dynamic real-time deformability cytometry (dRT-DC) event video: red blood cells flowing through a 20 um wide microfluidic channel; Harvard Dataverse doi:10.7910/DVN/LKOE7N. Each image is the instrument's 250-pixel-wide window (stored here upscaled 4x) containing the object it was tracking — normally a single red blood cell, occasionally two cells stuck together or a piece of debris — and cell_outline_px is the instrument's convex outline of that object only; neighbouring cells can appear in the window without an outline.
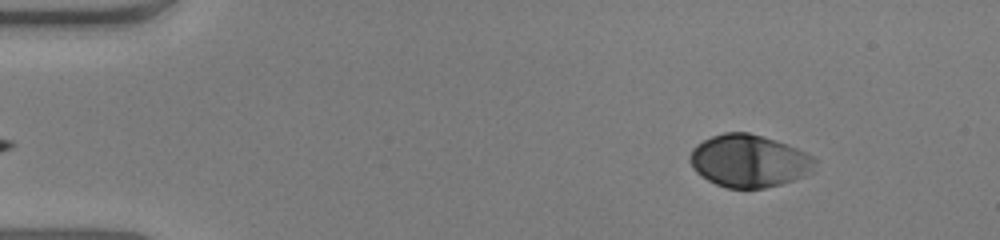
{"species": "human", "species_latin": "Homo sapiens", "temperature_condition": "warm", "stored_images_in_passage": 48, "camera_frame_rate_fps": 3000, "um_per_image_px": 0.085, "donor": {"sex": "male"}, "frame": {"image": 1, "passage_image": 1, "time_ms": 0.0, "image_size_px": [1000, 240], "cell_outline_px": [[816, 160], [812, 172], [804, 176], [780, 184], [764, 188], [728, 188], [716, 184], [708, 180], [696, 172], [692, 168], [688, 160], [688, 156], [692, 148], [696, 144], [712, 136], [724, 132], [748, 132], [764, 136], [788, 144], [812, 156]], "centroid_in_image_um": [63.63, 13.67], "position_along_channel_um": 21.4, "area_um2": 38.38}}
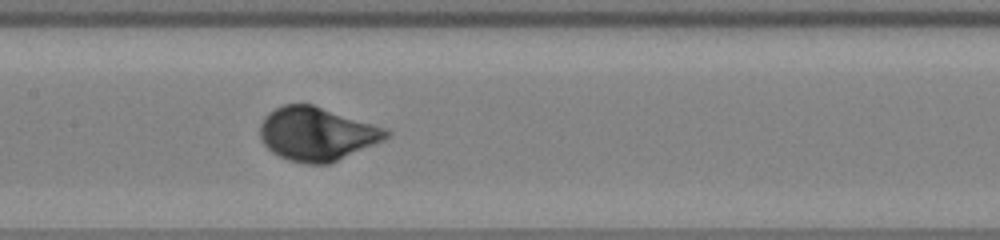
{"frame": {"image": 2, "passage_image": 21, "time_ms": 6.667, "image_size_px": [1000, 240], "cell_outline_px": [[392, 132], [384, 140], [328, 164], [308, 164], [292, 160], [280, 156], [272, 152], [264, 144], [260, 136], [260, 124], [264, 116], [268, 112], [284, 104], [312, 104], [388, 128]], "centroid_in_image_um": [26.94, 11.36], "position_along_channel_um": 180.5, "area_um2": 39.25}}
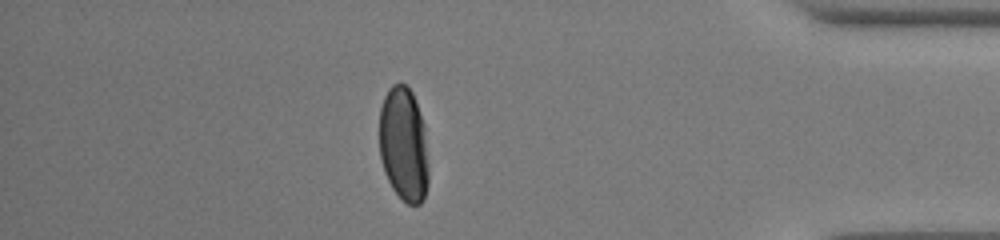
{"frame": {"image": 3, "passage_image": 41, "time_ms": 13.333, "image_size_px": [1000, 240], "cell_outline_px": [[428, 184], [424, 196], [420, 204], [408, 204], [392, 188], [384, 172], [380, 160], [380, 108], [384, 96], [388, 88], [392, 84], [400, 80], [412, 92], [416, 100], [424, 124], [428, 168]], "centroid_in_image_um": [34.3, 12.23], "position_along_channel_um": 400.9, "area_um2": 33.06}, "authors_computed_cell_mechanics": {"area_um2": 37.859, "velocity_mm_per_s": 3.8515, "shape_relaxation_time_tau1_ms": 2.027, "shape_relaxation_time_tau2_ms": null, "deformation_change_tau1": 0.1526, "deformation_change_tau2": null}}